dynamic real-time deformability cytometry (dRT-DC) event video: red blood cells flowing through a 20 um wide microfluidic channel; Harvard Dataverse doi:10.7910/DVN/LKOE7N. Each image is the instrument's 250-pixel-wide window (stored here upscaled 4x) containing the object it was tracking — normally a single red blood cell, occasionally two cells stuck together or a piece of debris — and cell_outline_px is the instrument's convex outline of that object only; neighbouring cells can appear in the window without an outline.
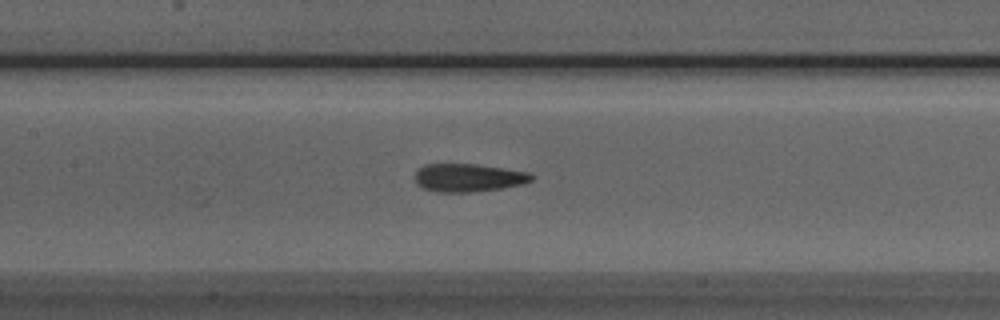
{"species": "Egyptian fruit bat (a non-hibernating species)", "species_latin": "Rousettus aegyptiacus", "temperature_condition": "room temperature", "stored_images_in_passage": 31, "camera_frame_rate_fps": 3000, "um_per_image_px": 0.085, "animal": {"sex": "male"}, "frame": {"image": 1, "passage_image": 13, "time_ms": 4.0, "image_size_px": [1000, 320], "cell_outline_px": [[536, 176], [532, 180], [524, 184], [500, 188], [468, 192], [440, 192], [424, 188], [416, 184], [416, 168], [424, 164], [476, 164], [528, 172]], "centroid_in_image_um": [39.81, 15.09], "position_along_channel_um": 167.6, "area_um2": 19.02}}
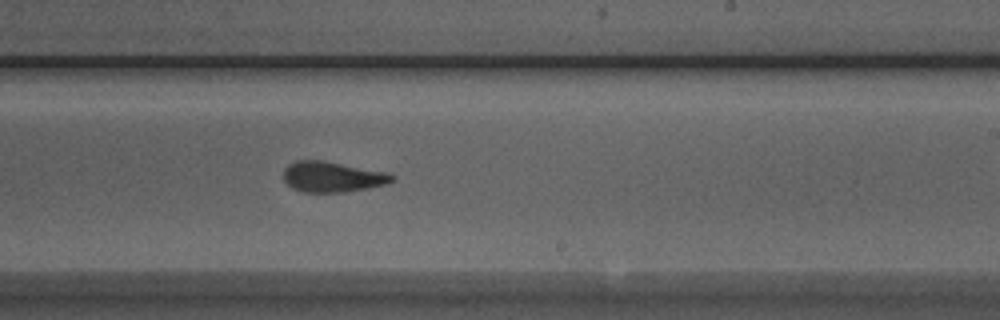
{"frame": {"image": 2, "passage_image": 20, "time_ms": 6.333, "image_size_px": [1000, 320], "cell_outline_px": [[392, 180], [384, 184], [368, 188], [344, 192], [304, 192], [292, 188], [284, 180], [284, 168], [288, 164], [296, 160], [324, 160], [388, 172], [392, 176]], "centroid_in_image_um": [28.2, 15.02], "position_along_channel_um": 260.8, "area_um2": 19.25}}
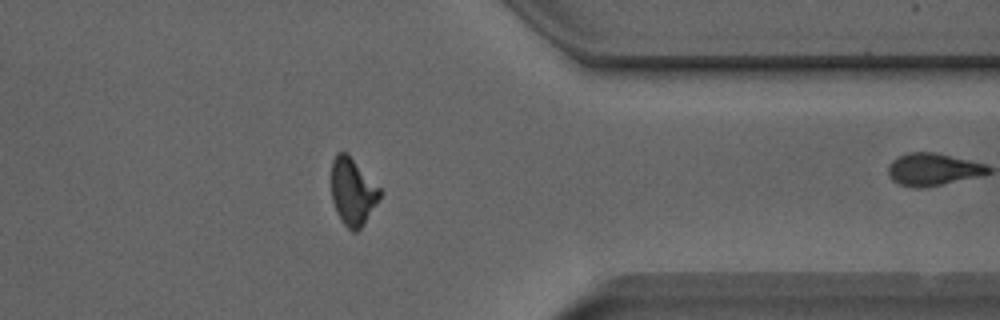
{"frame": {"image": 3, "passage_image": 30, "time_ms": 9.667, "image_size_px": [1000, 320], "cell_outline_px": [[380, 196], [360, 228], [356, 232], [352, 232], [340, 220], [336, 212], [332, 200], [332, 160], [336, 152], [348, 152], [380, 188]], "centroid_in_image_um": [29.94, 16.25], "position_along_channel_um": 381.5, "area_um2": 18.79}}